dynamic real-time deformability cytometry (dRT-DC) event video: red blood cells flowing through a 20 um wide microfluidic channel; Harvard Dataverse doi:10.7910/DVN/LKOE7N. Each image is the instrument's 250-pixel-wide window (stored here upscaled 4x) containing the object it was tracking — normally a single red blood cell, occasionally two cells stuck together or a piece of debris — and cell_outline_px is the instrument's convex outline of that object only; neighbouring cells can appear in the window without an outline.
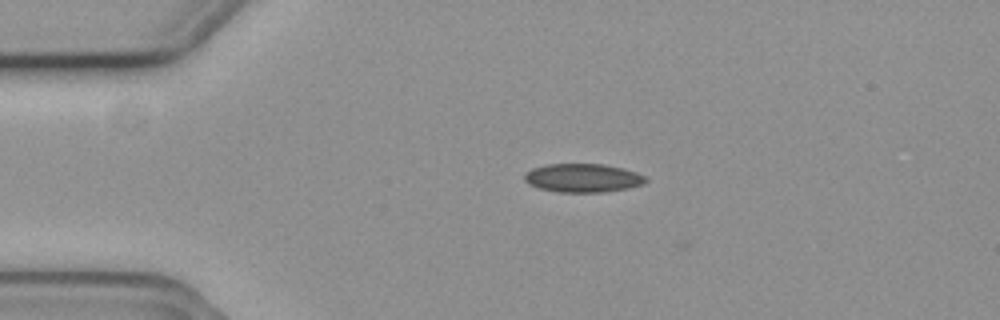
{"species": "common noctule bat (a hibernating species)", "species_latin": "Nyctalus noctula", "temperature_condition": "cold", "stored_images_in_passage": 36, "camera_frame_rate_fps": 3000, "um_per_image_px": 0.085, "animal": {"sex": "female", "body_mass_g": 19.3, "forearm_length_mm": 54.1}, "frame": {"image": 1, "passage_image": 1, "time_ms": 0.0, "image_size_px": [1000, 320], "cell_outline_px": [[648, 180], [644, 184], [628, 188], [604, 192], [556, 192], [540, 188], [528, 184], [524, 180], [524, 172], [532, 168], [544, 164], [604, 164], [624, 168], [648, 176]], "centroid_in_image_um": [49.55, 15.12], "position_along_channel_um": 35.4, "area_um2": 20.52}}
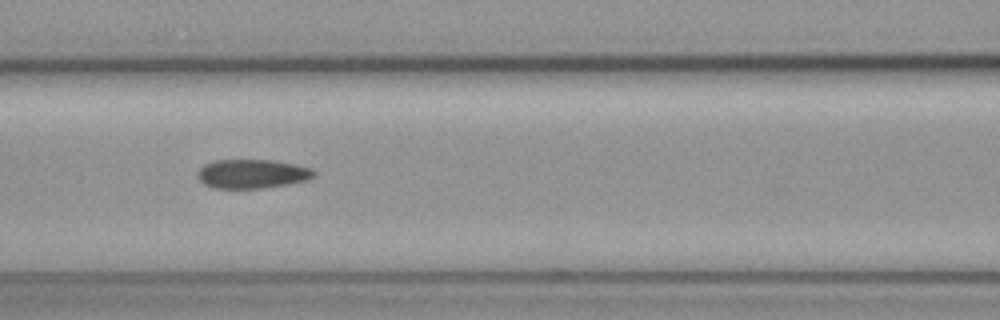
{"frame": {"image": 2, "passage_image": 13, "time_ms": 4.0, "image_size_px": [1000, 320], "cell_outline_px": [[316, 176], [308, 180], [288, 184], [260, 188], [212, 188], [204, 184], [196, 176], [196, 172], [204, 164], [212, 160], [272, 160], [296, 164], [312, 168], [316, 172]], "centroid_in_image_um": [21.43, 14.77], "position_along_channel_um": 145.2, "area_um2": 19.94}}
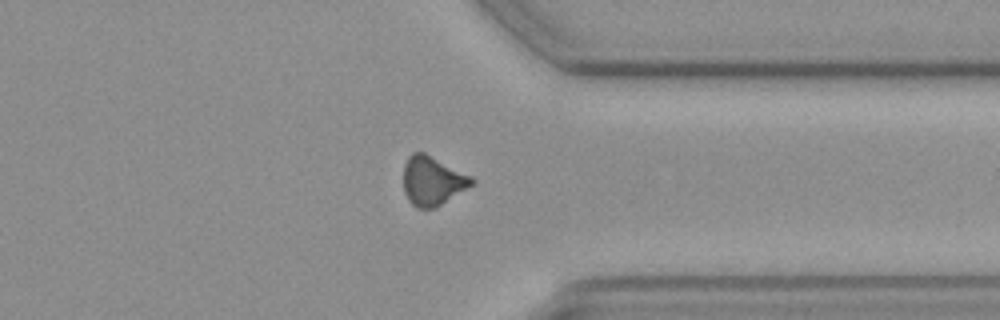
{"frame": {"image": 3, "passage_image": 32, "time_ms": 10.333, "image_size_px": [1000, 320], "cell_outline_px": [[476, 180], [472, 184], [436, 208], [416, 208], [408, 200], [404, 192], [404, 164], [408, 156], [412, 152], [424, 152], [472, 176]], "centroid_in_image_um": [36.74, 15.36], "position_along_channel_um": 374.7, "area_um2": 19.48}, "authors_computed_cell_mechanics": {"area_um2": 20.0855, "velocity_mm_per_s": 3.7018, "shape_relaxation_time_tau1_ms": null, "shape_relaxation_time_tau2_ms": 5.4371, "deformation_change_tau1": null, "deformation_change_tau2": 0.0971}}